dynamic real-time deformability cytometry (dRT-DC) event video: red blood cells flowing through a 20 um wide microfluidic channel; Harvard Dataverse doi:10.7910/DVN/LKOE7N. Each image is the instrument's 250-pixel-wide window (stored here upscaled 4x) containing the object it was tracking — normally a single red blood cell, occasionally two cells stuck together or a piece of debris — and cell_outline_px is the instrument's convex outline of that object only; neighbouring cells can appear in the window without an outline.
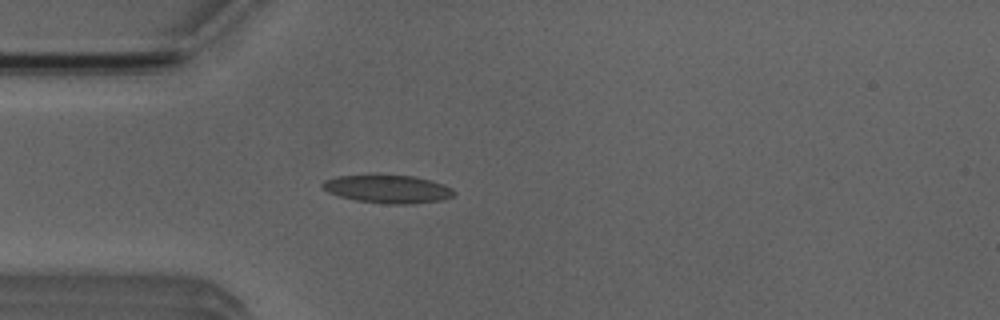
{"species": "Egyptian fruit bat (a non-hibernating species)", "species_latin": "Rousettus aegyptiacus", "temperature_condition": "room temperature", "stored_images_in_passage": 4, "camera_frame_rate_fps": 3000, "um_per_image_px": 0.085, "animal": {"sex": "male"}, "frame": {"image": 1, "passage_image": 4, "time_ms": 3.333, "image_size_px": [1000, 320], "cell_outline_px": [[456, 192], [452, 196], [444, 200], [412, 204], [388, 204], [356, 200], [340, 196], [328, 192], [320, 188], [320, 184], [324, 180], [336, 176], [412, 176], [444, 184], [452, 188]], "centroid_in_image_um": [32.96, 16.08], "position_along_channel_um": 52.0, "area_um2": 21.33}}